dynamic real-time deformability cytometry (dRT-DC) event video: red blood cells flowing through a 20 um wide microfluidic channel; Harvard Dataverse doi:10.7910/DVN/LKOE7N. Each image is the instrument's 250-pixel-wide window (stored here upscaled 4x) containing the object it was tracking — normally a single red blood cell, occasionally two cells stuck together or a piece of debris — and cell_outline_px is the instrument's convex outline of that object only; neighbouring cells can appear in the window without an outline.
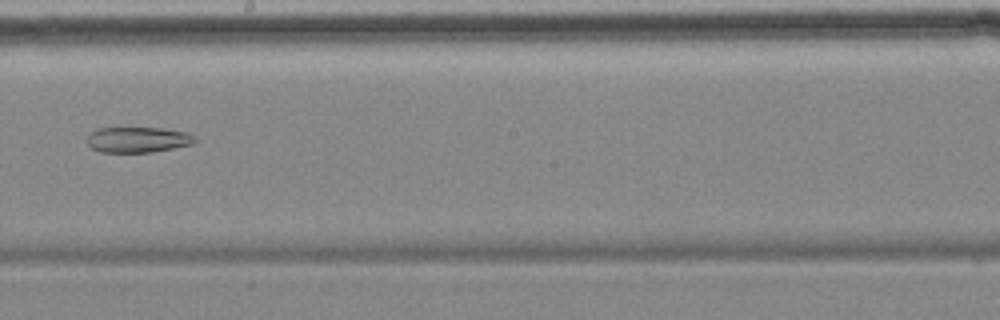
{"species": "common noctule bat (a hibernating species)", "species_latin": "Nyctalus noctula", "temperature_condition": "cold", "stored_images_in_passage": 14, "segment_of_instrument_passage": [2, 2], "camera_frame_rate_fps": 3000, "um_per_image_px": 0.085, "animal": {"sex": "female", "body_mass_g": 18.4}, "frame": {"image": 1, "passage_image": 8, "time_ms": 9.333, "image_size_px": [1000, 320], "cell_outline_px": [[196, 140], [192, 144], [152, 152], [100, 152], [92, 148], [88, 144], [88, 136], [96, 128], [164, 128], [184, 132], [192, 136]], "centroid_in_image_um": [11.68, 11.87], "position_along_channel_um": 236.5, "area_um2": 15.84}}
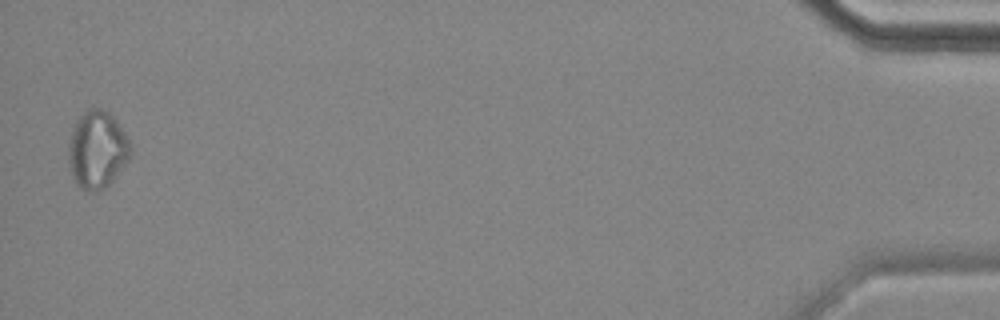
{"frame": {"image": 2, "passage_image": 14, "time_ms": 17.333, "image_size_px": [1000, 320], "cell_outline_px": [[128, 160], [112, 180], [104, 188], [96, 192], [88, 192], [76, 184], [72, 176], [68, 160], [68, 148], [72, 128], [76, 120], [88, 108], [100, 108], [108, 112], [116, 120], [124, 132], [128, 140]], "centroid_in_image_um": [8.21, 12.72], "position_along_channel_um": 427.0, "area_um2": 27.63}}